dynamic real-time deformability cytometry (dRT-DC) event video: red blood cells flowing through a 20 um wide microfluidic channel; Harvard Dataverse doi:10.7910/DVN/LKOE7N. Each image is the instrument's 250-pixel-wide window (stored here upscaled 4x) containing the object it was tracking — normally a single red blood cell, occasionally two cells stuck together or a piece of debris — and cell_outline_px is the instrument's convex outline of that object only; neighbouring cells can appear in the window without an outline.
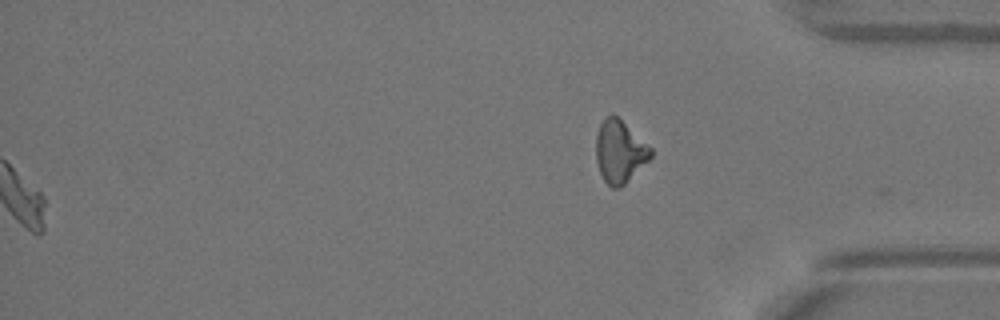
{"species": "Egyptian fruit bat (a non-hibernating species)", "species_latin": "Rousettus aegyptiacus", "temperature_condition": "warm", "stored_images_in_passage": 51, "segment_of_instrument_passage": [2, 2], "camera_frame_rate_fps": 3000, "um_per_image_px": 0.085, "animal": {"sex": "female"}, "frame": {"image": 1, "passage_image": 51, "time_ms": 16.667, "image_size_px": [1000, 320], "cell_outline_px": [[652, 156], [620, 188], [612, 188], [604, 180], [600, 172], [596, 160], [596, 136], [600, 124], [604, 116], [612, 112], [652, 148]], "centroid_in_image_um": [52.65, 12.86], "position_along_channel_um": 382.6, "area_um2": 19.77}}